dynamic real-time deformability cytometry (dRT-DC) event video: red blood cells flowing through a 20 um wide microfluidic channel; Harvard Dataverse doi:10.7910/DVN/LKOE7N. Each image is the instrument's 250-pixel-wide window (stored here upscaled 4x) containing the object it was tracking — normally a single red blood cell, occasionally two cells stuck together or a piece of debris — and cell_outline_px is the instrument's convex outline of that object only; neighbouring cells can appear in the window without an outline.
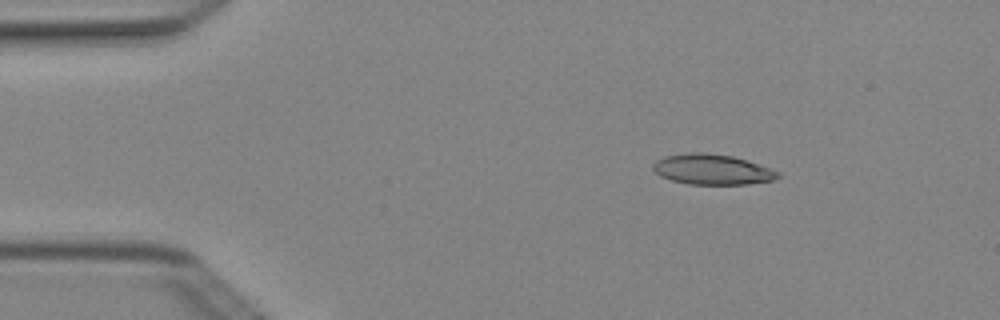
{"species": "Egyptian fruit bat (a non-hibernating species)", "species_latin": "Rousettus aegyptiacus", "temperature_condition": "cold", "stored_images_in_passage": 4, "camera_frame_rate_fps": 3000, "um_per_image_px": 0.085, "animal": {"sex": "female"}, "frame": {"image": 1, "passage_image": 2, "time_ms": 0.333, "image_size_px": [1000, 320], "cell_outline_px": [[780, 176], [776, 180], [748, 184], [688, 184], [672, 180], [660, 176], [652, 168], [652, 164], [656, 160], [664, 156], [688, 152], [704, 152], [732, 156], [780, 172]], "centroid_in_image_um": [60.5, 14.4], "position_along_channel_um": 24.5, "area_um2": 22.02}}
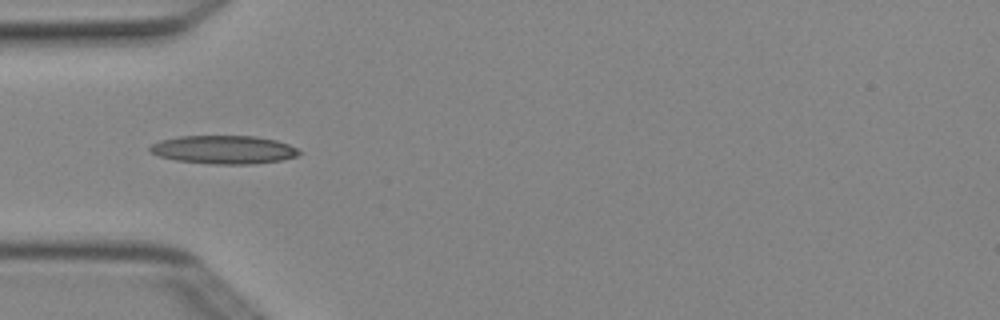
{"frame": {"image": 2, "passage_image": 4, "time_ms": 1.0, "image_size_px": [1000, 320], "cell_outline_px": [[304, 152], [296, 156], [284, 160], [252, 164], [212, 164], [176, 160], [160, 156], [148, 152], [148, 148], [152, 144], [160, 140], [180, 136], [256, 136], [276, 140], [288, 144]], "centroid_in_image_um": [19.03, 12.72], "position_along_channel_um": 66.0, "area_um2": 24.8}}